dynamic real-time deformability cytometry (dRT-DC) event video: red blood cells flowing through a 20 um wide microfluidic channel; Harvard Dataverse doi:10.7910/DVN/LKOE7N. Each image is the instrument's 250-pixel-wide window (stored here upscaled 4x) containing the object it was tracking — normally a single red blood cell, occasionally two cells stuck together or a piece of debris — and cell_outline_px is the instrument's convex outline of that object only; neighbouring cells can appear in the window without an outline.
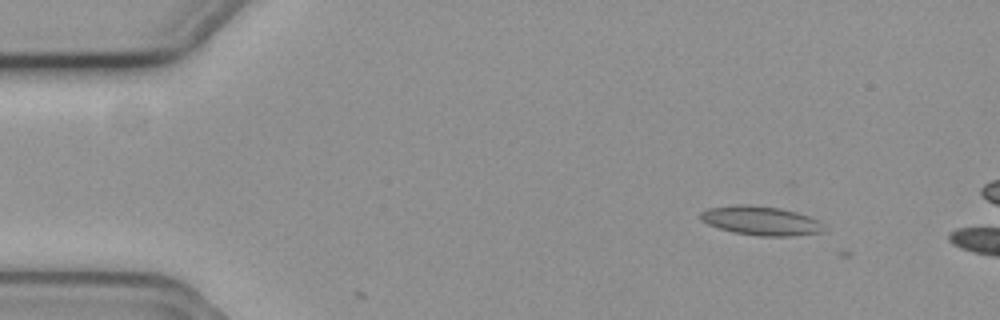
{"species": "common noctule bat (a hibernating species)", "species_latin": "Nyctalus noctula", "temperature_condition": "cold", "stored_images_in_passage": 4, "camera_frame_rate_fps": 3000, "um_per_image_px": 0.085, "animal": {"sex": "female", "body_mass_g": 19.3, "forearm_length_mm": 54.1}, "frame": {"image": 1, "passage_image": 2, "time_ms": 0.333, "image_size_px": [1000, 320], "cell_outline_px": [[824, 232], [792, 236], [760, 236], [732, 232], [708, 224], [700, 220], [700, 212], [708, 208], [780, 208], [796, 212], [808, 216], [824, 224]], "centroid_in_image_um": [64.75, 18.83], "position_along_channel_um": 20.2, "area_um2": 19.77}}